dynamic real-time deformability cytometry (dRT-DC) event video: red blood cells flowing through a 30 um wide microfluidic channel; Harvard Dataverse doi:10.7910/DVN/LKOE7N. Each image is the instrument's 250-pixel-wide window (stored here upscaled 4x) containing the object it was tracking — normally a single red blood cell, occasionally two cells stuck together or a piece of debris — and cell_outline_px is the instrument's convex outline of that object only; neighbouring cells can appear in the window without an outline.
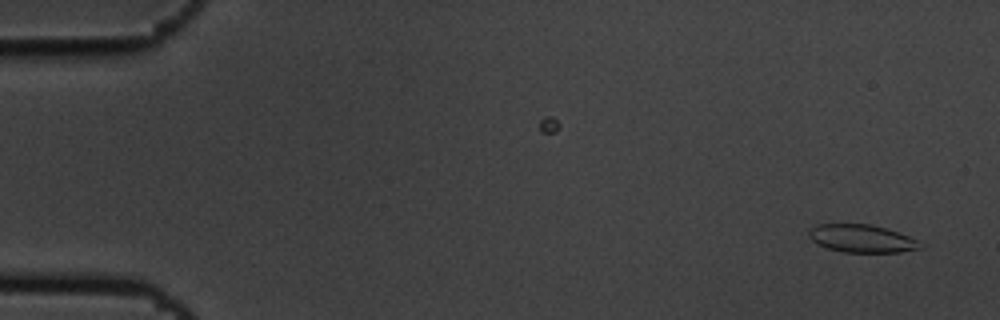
{"species": "common noctule bat (a hibernating species)", "species_latin": "Nyctalus noctula", "temperature_condition": "cold", "stored_images_in_passage": 3, "camera_frame_rate_fps": 3000, "um_per_image_px": 0.085, "animal": {"sex": "male", "body_mass_g": 19.5, "forearm_length_mm": 54.6}, "frame": {"image": 1, "passage_image": 3, "time_ms": 0.667, "image_size_px": [1000, 320], "cell_outline_px": [[924, 248], [900, 252], [844, 252], [828, 248], [816, 244], [808, 236], [808, 232], [816, 224], [872, 224], [908, 236], [916, 240]], "centroid_in_image_um": [73.22, 20.28], "position_along_channel_um": 11.8, "area_um2": 17.92}}